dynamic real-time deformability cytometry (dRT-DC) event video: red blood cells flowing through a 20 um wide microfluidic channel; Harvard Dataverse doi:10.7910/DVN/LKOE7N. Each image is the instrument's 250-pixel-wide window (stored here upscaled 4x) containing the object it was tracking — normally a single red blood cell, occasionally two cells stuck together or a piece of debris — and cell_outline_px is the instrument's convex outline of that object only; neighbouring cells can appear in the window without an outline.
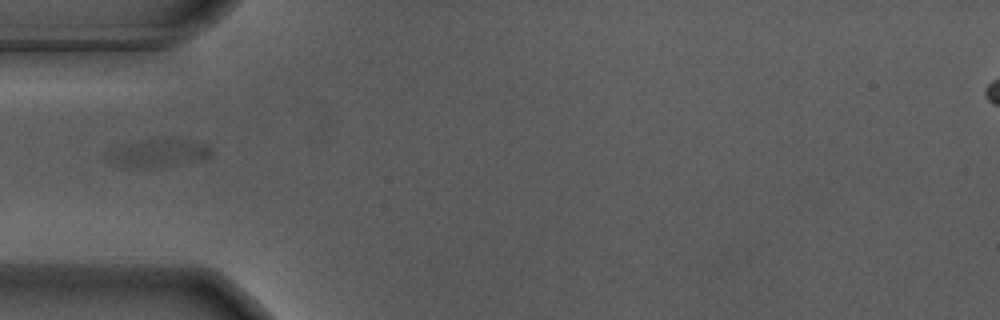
{"species": "Egyptian fruit bat (a non-hibernating species)", "species_latin": "Rousettus aegyptiacus", "temperature_condition": "warm", "stored_images_in_passage": 40, "camera_frame_rate_fps": 3000, "um_per_image_px": 0.085, "animal": {"sex": "male"}, "frame": {"image": 1, "passage_image": 1, "time_ms": 0.0, "image_size_px": [1000, 320], "cell_outline_px": [[212, 152], [204, 160], [152, 168], [144, 168], [120, 164], [108, 160], [108, 152], [128, 144], [164, 140], [168, 140], [204, 144], [212, 148]], "centroid_in_image_um": [13.54, 13.07], "position_along_channel_um": 71.5, "area_um2": 15.43}}
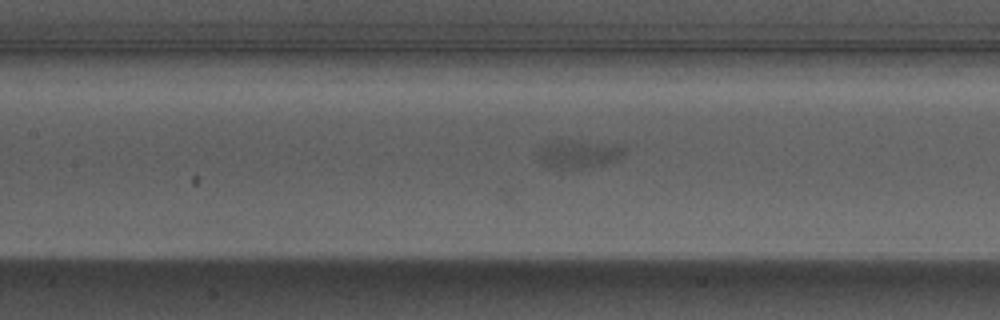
{"frame": {"image": 2, "passage_image": 8, "time_ms": 2.333, "image_size_px": [1000, 320], "cell_outline_px": [[624, 148], [620, 156], [604, 164], [576, 168], [548, 168], [544, 164], [540, 156], [540, 152], [544, 148], [560, 144], [580, 144]], "centroid_in_image_um": [49.14, 13.22], "position_along_channel_um": 158.3, "area_um2": 11.44}}
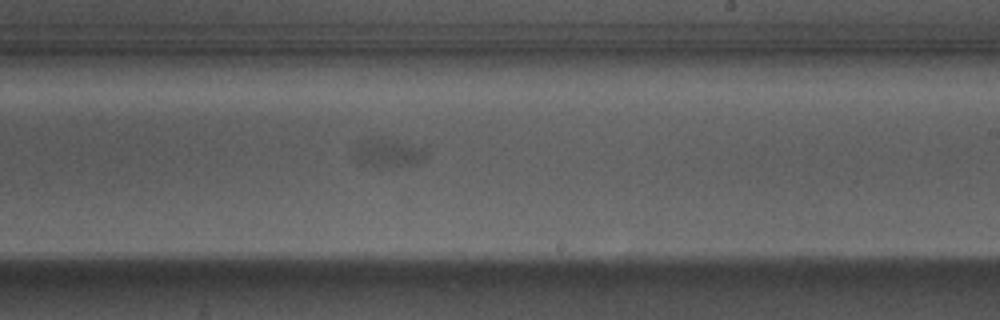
{"frame": {"image": 3, "passage_image": 16, "time_ms": 5.0, "image_size_px": [1000, 320], "cell_outline_px": [[428, 152], [420, 160], [408, 164], [364, 164], [356, 152], [360, 148], [376, 140], [428, 144]], "centroid_in_image_um": [33.32, 12.97], "position_along_channel_um": 255.7, "area_um2": 10.0}}